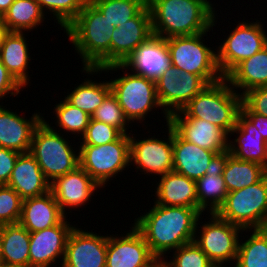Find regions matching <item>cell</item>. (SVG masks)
<instances>
[{"label": "cell", "mask_w": 267, "mask_h": 267, "mask_svg": "<svg viewBox=\"0 0 267 267\" xmlns=\"http://www.w3.org/2000/svg\"><path fill=\"white\" fill-rule=\"evenodd\" d=\"M240 112H254L267 116V86L258 87L242 95Z\"/></svg>", "instance_id": "cell-42"}, {"label": "cell", "mask_w": 267, "mask_h": 267, "mask_svg": "<svg viewBox=\"0 0 267 267\" xmlns=\"http://www.w3.org/2000/svg\"><path fill=\"white\" fill-rule=\"evenodd\" d=\"M74 87L70 93L64 98L74 107L81 109L90 116L102 104L106 96L111 92L109 81H93L84 79V82Z\"/></svg>", "instance_id": "cell-33"}, {"label": "cell", "mask_w": 267, "mask_h": 267, "mask_svg": "<svg viewBox=\"0 0 267 267\" xmlns=\"http://www.w3.org/2000/svg\"><path fill=\"white\" fill-rule=\"evenodd\" d=\"M246 231L252 233L244 242L240 240L233 267H267V228Z\"/></svg>", "instance_id": "cell-34"}, {"label": "cell", "mask_w": 267, "mask_h": 267, "mask_svg": "<svg viewBox=\"0 0 267 267\" xmlns=\"http://www.w3.org/2000/svg\"><path fill=\"white\" fill-rule=\"evenodd\" d=\"M198 210L216 213L226 200L228 190L221 174V157L216 166L196 181Z\"/></svg>", "instance_id": "cell-30"}, {"label": "cell", "mask_w": 267, "mask_h": 267, "mask_svg": "<svg viewBox=\"0 0 267 267\" xmlns=\"http://www.w3.org/2000/svg\"><path fill=\"white\" fill-rule=\"evenodd\" d=\"M108 234L101 235L81 228L70 232L62 266L58 267H106Z\"/></svg>", "instance_id": "cell-15"}, {"label": "cell", "mask_w": 267, "mask_h": 267, "mask_svg": "<svg viewBox=\"0 0 267 267\" xmlns=\"http://www.w3.org/2000/svg\"><path fill=\"white\" fill-rule=\"evenodd\" d=\"M66 216L51 191L24 199L19 223L30 233L41 231L61 223Z\"/></svg>", "instance_id": "cell-24"}, {"label": "cell", "mask_w": 267, "mask_h": 267, "mask_svg": "<svg viewBox=\"0 0 267 267\" xmlns=\"http://www.w3.org/2000/svg\"><path fill=\"white\" fill-rule=\"evenodd\" d=\"M122 69V70H121ZM125 69V72H124ZM83 70V71H82ZM121 70L123 76L115 79H110L111 92L116 96L120 107L123 110L124 116L131 123L145 120V117L150 114L154 108L161 106L156 94V82L148 79L145 76L128 72L123 64H114L106 66L102 69L82 68L81 71L85 74L94 73L102 74V71L111 73ZM127 71V72H126Z\"/></svg>", "instance_id": "cell-4"}, {"label": "cell", "mask_w": 267, "mask_h": 267, "mask_svg": "<svg viewBox=\"0 0 267 267\" xmlns=\"http://www.w3.org/2000/svg\"><path fill=\"white\" fill-rule=\"evenodd\" d=\"M156 267H164L161 262Z\"/></svg>", "instance_id": "cell-52"}, {"label": "cell", "mask_w": 267, "mask_h": 267, "mask_svg": "<svg viewBox=\"0 0 267 267\" xmlns=\"http://www.w3.org/2000/svg\"><path fill=\"white\" fill-rule=\"evenodd\" d=\"M221 174L228 192H233L260 181L267 169L255 162L239 160L227 152L221 156Z\"/></svg>", "instance_id": "cell-29"}, {"label": "cell", "mask_w": 267, "mask_h": 267, "mask_svg": "<svg viewBox=\"0 0 267 267\" xmlns=\"http://www.w3.org/2000/svg\"><path fill=\"white\" fill-rule=\"evenodd\" d=\"M8 267H36V266H32L28 264V265H15V266H8Z\"/></svg>", "instance_id": "cell-49"}, {"label": "cell", "mask_w": 267, "mask_h": 267, "mask_svg": "<svg viewBox=\"0 0 267 267\" xmlns=\"http://www.w3.org/2000/svg\"><path fill=\"white\" fill-rule=\"evenodd\" d=\"M23 199L11 187L0 185V224L18 223Z\"/></svg>", "instance_id": "cell-41"}, {"label": "cell", "mask_w": 267, "mask_h": 267, "mask_svg": "<svg viewBox=\"0 0 267 267\" xmlns=\"http://www.w3.org/2000/svg\"><path fill=\"white\" fill-rule=\"evenodd\" d=\"M44 14H53L54 20L64 30L90 0H36Z\"/></svg>", "instance_id": "cell-37"}, {"label": "cell", "mask_w": 267, "mask_h": 267, "mask_svg": "<svg viewBox=\"0 0 267 267\" xmlns=\"http://www.w3.org/2000/svg\"><path fill=\"white\" fill-rule=\"evenodd\" d=\"M201 215L196 208L154 203L148 212L135 218L132 224L142 233L151 252L162 261L168 257L167 253L194 241Z\"/></svg>", "instance_id": "cell-1"}, {"label": "cell", "mask_w": 267, "mask_h": 267, "mask_svg": "<svg viewBox=\"0 0 267 267\" xmlns=\"http://www.w3.org/2000/svg\"><path fill=\"white\" fill-rule=\"evenodd\" d=\"M53 127L43 119L34 131L29 150L49 183L80 166L79 148L74 151L61 129Z\"/></svg>", "instance_id": "cell-6"}, {"label": "cell", "mask_w": 267, "mask_h": 267, "mask_svg": "<svg viewBox=\"0 0 267 267\" xmlns=\"http://www.w3.org/2000/svg\"><path fill=\"white\" fill-rule=\"evenodd\" d=\"M152 36L151 15L146 5L135 17L114 29L111 38V65L124 64Z\"/></svg>", "instance_id": "cell-18"}, {"label": "cell", "mask_w": 267, "mask_h": 267, "mask_svg": "<svg viewBox=\"0 0 267 267\" xmlns=\"http://www.w3.org/2000/svg\"><path fill=\"white\" fill-rule=\"evenodd\" d=\"M28 44L24 32H7L0 54L2 64L23 87H27L30 81L27 69L32 58Z\"/></svg>", "instance_id": "cell-27"}, {"label": "cell", "mask_w": 267, "mask_h": 267, "mask_svg": "<svg viewBox=\"0 0 267 267\" xmlns=\"http://www.w3.org/2000/svg\"><path fill=\"white\" fill-rule=\"evenodd\" d=\"M123 65L134 74L156 81L171 65L165 39L153 35Z\"/></svg>", "instance_id": "cell-23"}, {"label": "cell", "mask_w": 267, "mask_h": 267, "mask_svg": "<svg viewBox=\"0 0 267 267\" xmlns=\"http://www.w3.org/2000/svg\"><path fill=\"white\" fill-rule=\"evenodd\" d=\"M0 267H8V266L0 262Z\"/></svg>", "instance_id": "cell-51"}, {"label": "cell", "mask_w": 267, "mask_h": 267, "mask_svg": "<svg viewBox=\"0 0 267 267\" xmlns=\"http://www.w3.org/2000/svg\"><path fill=\"white\" fill-rule=\"evenodd\" d=\"M115 27L89 1L64 29L79 54L83 68L102 69L111 65V38Z\"/></svg>", "instance_id": "cell-3"}, {"label": "cell", "mask_w": 267, "mask_h": 267, "mask_svg": "<svg viewBox=\"0 0 267 267\" xmlns=\"http://www.w3.org/2000/svg\"><path fill=\"white\" fill-rule=\"evenodd\" d=\"M241 105L242 95L237 93L224 77L208 84L179 112L185 118L209 121L229 135L236 126Z\"/></svg>", "instance_id": "cell-5"}, {"label": "cell", "mask_w": 267, "mask_h": 267, "mask_svg": "<svg viewBox=\"0 0 267 267\" xmlns=\"http://www.w3.org/2000/svg\"><path fill=\"white\" fill-rule=\"evenodd\" d=\"M45 14L36 0H15L2 16L8 32H28L43 25Z\"/></svg>", "instance_id": "cell-32"}, {"label": "cell", "mask_w": 267, "mask_h": 267, "mask_svg": "<svg viewBox=\"0 0 267 267\" xmlns=\"http://www.w3.org/2000/svg\"><path fill=\"white\" fill-rule=\"evenodd\" d=\"M154 203L198 209L196 181L175 171L159 177Z\"/></svg>", "instance_id": "cell-26"}, {"label": "cell", "mask_w": 267, "mask_h": 267, "mask_svg": "<svg viewBox=\"0 0 267 267\" xmlns=\"http://www.w3.org/2000/svg\"><path fill=\"white\" fill-rule=\"evenodd\" d=\"M30 232L19 222L3 225L2 260L7 266L28 265Z\"/></svg>", "instance_id": "cell-31"}, {"label": "cell", "mask_w": 267, "mask_h": 267, "mask_svg": "<svg viewBox=\"0 0 267 267\" xmlns=\"http://www.w3.org/2000/svg\"><path fill=\"white\" fill-rule=\"evenodd\" d=\"M90 2L115 28L135 17L147 5V0H90Z\"/></svg>", "instance_id": "cell-35"}, {"label": "cell", "mask_w": 267, "mask_h": 267, "mask_svg": "<svg viewBox=\"0 0 267 267\" xmlns=\"http://www.w3.org/2000/svg\"><path fill=\"white\" fill-rule=\"evenodd\" d=\"M15 0H0V14L3 16Z\"/></svg>", "instance_id": "cell-46"}, {"label": "cell", "mask_w": 267, "mask_h": 267, "mask_svg": "<svg viewBox=\"0 0 267 267\" xmlns=\"http://www.w3.org/2000/svg\"><path fill=\"white\" fill-rule=\"evenodd\" d=\"M147 5L153 35L164 39L213 32L217 22L210 0H147Z\"/></svg>", "instance_id": "cell-2"}, {"label": "cell", "mask_w": 267, "mask_h": 267, "mask_svg": "<svg viewBox=\"0 0 267 267\" xmlns=\"http://www.w3.org/2000/svg\"><path fill=\"white\" fill-rule=\"evenodd\" d=\"M2 237H3V225L0 224V262L2 260Z\"/></svg>", "instance_id": "cell-48"}, {"label": "cell", "mask_w": 267, "mask_h": 267, "mask_svg": "<svg viewBox=\"0 0 267 267\" xmlns=\"http://www.w3.org/2000/svg\"><path fill=\"white\" fill-rule=\"evenodd\" d=\"M8 109L0 105V147L27 153L30 150L34 131L44 119L43 114L35 112L28 120L24 115L22 117Z\"/></svg>", "instance_id": "cell-21"}, {"label": "cell", "mask_w": 267, "mask_h": 267, "mask_svg": "<svg viewBox=\"0 0 267 267\" xmlns=\"http://www.w3.org/2000/svg\"><path fill=\"white\" fill-rule=\"evenodd\" d=\"M220 156L185 141L173 130V171L197 181L216 166Z\"/></svg>", "instance_id": "cell-20"}, {"label": "cell", "mask_w": 267, "mask_h": 267, "mask_svg": "<svg viewBox=\"0 0 267 267\" xmlns=\"http://www.w3.org/2000/svg\"><path fill=\"white\" fill-rule=\"evenodd\" d=\"M168 138H155V135L146 139H136L130 131V167L135 166L138 172L159 177L173 171V128L166 123ZM167 139V141H166Z\"/></svg>", "instance_id": "cell-13"}, {"label": "cell", "mask_w": 267, "mask_h": 267, "mask_svg": "<svg viewBox=\"0 0 267 267\" xmlns=\"http://www.w3.org/2000/svg\"><path fill=\"white\" fill-rule=\"evenodd\" d=\"M97 188L102 187L81 166L50 183V191L65 215V210H74L88 204Z\"/></svg>", "instance_id": "cell-19"}, {"label": "cell", "mask_w": 267, "mask_h": 267, "mask_svg": "<svg viewBox=\"0 0 267 267\" xmlns=\"http://www.w3.org/2000/svg\"><path fill=\"white\" fill-rule=\"evenodd\" d=\"M210 215V218L208 216V220H210L202 224L201 227L198 225H200V219L203 218H201L202 215L199 217L194 242L216 267H226V263L236 262L239 237H243L239 234L247 231L221 219L216 213H210Z\"/></svg>", "instance_id": "cell-10"}, {"label": "cell", "mask_w": 267, "mask_h": 267, "mask_svg": "<svg viewBox=\"0 0 267 267\" xmlns=\"http://www.w3.org/2000/svg\"><path fill=\"white\" fill-rule=\"evenodd\" d=\"M172 256V260L164 258L161 264L164 267H216L194 241L173 250Z\"/></svg>", "instance_id": "cell-38"}, {"label": "cell", "mask_w": 267, "mask_h": 267, "mask_svg": "<svg viewBox=\"0 0 267 267\" xmlns=\"http://www.w3.org/2000/svg\"><path fill=\"white\" fill-rule=\"evenodd\" d=\"M237 93L267 86V46L252 57L240 62L226 77Z\"/></svg>", "instance_id": "cell-28"}, {"label": "cell", "mask_w": 267, "mask_h": 267, "mask_svg": "<svg viewBox=\"0 0 267 267\" xmlns=\"http://www.w3.org/2000/svg\"><path fill=\"white\" fill-rule=\"evenodd\" d=\"M123 133L112 125L91 119L85 133L78 140L80 145H103L118 140Z\"/></svg>", "instance_id": "cell-40"}, {"label": "cell", "mask_w": 267, "mask_h": 267, "mask_svg": "<svg viewBox=\"0 0 267 267\" xmlns=\"http://www.w3.org/2000/svg\"><path fill=\"white\" fill-rule=\"evenodd\" d=\"M126 235L108 236L106 267H156L160 261L134 226Z\"/></svg>", "instance_id": "cell-14"}, {"label": "cell", "mask_w": 267, "mask_h": 267, "mask_svg": "<svg viewBox=\"0 0 267 267\" xmlns=\"http://www.w3.org/2000/svg\"><path fill=\"white\" fill-rule=\"evenodd\" d=\"M206 31L195 35L166 38L171 65L183 72L200 76L207 84L221 80L217 65V51L205 45ZM204 39V40H203ZM204 42V43H203Z\"/></svg>", "instance_id": "cell-7"}, {"label": "cell", "mask_w": 267, "mask_h": 267, "mask_svg": "<svg viewBox=\"0 0 267 267\" xmlns=\"http://www.w3.org/2000/svg\"><path fill=\"white\" fill-rule=\"evenodd\" d=\"M7 32L8 31L4 27H0V54H1V50H2L3 39H4V36L6 35Z\"/></svg>", "instance_id": "cell-47"}, {"label": "cell", "mask_w": 267, "mask_h": 267, "mask_svg": "<svg viewBox=\"0 0 267 267\" xmlns=\"http://www.w3.org/2000/svg\"><path fill=\"white\" fill-rule=\"evenodd\" d=\"M257 129L267 142V116L254 112H241Z\"/></svg>", "instance_id": "cell-45"}, {"label": "cell", "mask_w": 267, "mask_h": 267, "mask_svg": "<svg viewBox=\"0 0 267 267\" xmlns=\"http://www.w3.org/2000/svg\"><path fill=\"white\" fill-rule=\"evenodd\" d=\"M78 148L80 166L102 189L125 168L129 169L130 134L103 145H80Z\"/></svg>", "instance_id": "cell-9"}, {"label": "cell", "mask_w": 267, "mask_h": 267, "mask_svg": "<svg viewBox=\"0 0 267 267\" xmlns=\"http://www.w3.org/2000/svg\"><path fill=\"white\" fill-rule=\"evenodd\" d=\"M19 154L14 150L0 147V185H7Z\"/></svg>", "instance_id": "cell-44"}, {"label": "cell", "mask_w": 267, "mask_h": 267, "mask_svg": "<svg viewBox=\"0 0 267 267\" xmlns=\"http://www.w3.org/2000/svg\"><path fill=\"white\" fill-rule=\"evenodd\" d=\"M91 119L112 125L123 134H130L129 131H127V129H129L127 127L130 123L124 116L123 110L112 92L106 96L102 104L91 116Z\"/></svg>", "instance_id": "cell-39"}, {"label": "cell", "mask_w": 267, "mask_h": 267, "mask_svg": "<svg viewBox=\"0 0 267 267\" xmlns=\"http://www.w3.org/2000/svg\"><path fill=\"white\" fill-rule=\"evenodd\" d=\"M168 123L187 142L216 152L220 157L228 151V134L209 121L185 118L178 111L169 116Z\"/></svg>", "instance_id": "cell-17"}, {"label": "cell", "mask_w": 267, "mask_h": 267, "mask_svg": "<svg viewBox=\"0 0 267 267\" xmlns=\"http://www.w3.org/2000/svg\"><path fill=\"white\" fill-rule=\"evenodd\" d=\"M7 186L13 188L23 200L50 191V183L29 152L19 154Z\"/></svg>", "instance_id": "cell-25"}, {"label": "cell", "mask_w": 267, "mask_h": 267, "mask_svg": "<svg viewBox=\"0 0 267 267\" xmlns=\"http://www.w3.org/2000/svg\"><path fill=\"white\" fill-rule=\"evenodd\" d=\"M67 217L59 224L30 233V265L36 267L62 265L68 236L74 228ZM57 261V262H56ZM54 263V264H53Z\"/></svg>", "instance_id": "cell-16"}, {"label": "cell", "mask_w": 267, "mask_h": 267, "mask_svg": "<svg viewBox=\"0 0 267 267\" xmlns=\"http://www.w3.org/2000/svg\"><path fill=\"white\" fill-rule=\"evenodd\" d=\"M235 133L238 135L235 140L228 138L227 152L239 160L255 162L267 169V142L241 112L228 137Z\"/></svg>", "instance_id": "cell-22"}, {"label": "cell", "mask_w": 267, "mask_h": 267, "mask_svg": "<svg viewBox=\"0 0 267 267\" xmlns=\"http://www.w3.org/2000/svg\"><path fill=\"white\" fill-rule=\"evenodd\" d=\"M24 88L7 70V68L0 61V100H4L5 96H17L21 94V89Z\"/></svg>", "instance_id": "cell-43"}, {"label": "cell", "mask_w": 267, "mask_h": 267, "mask_svg": "<svg viewBox=\"0 0 267 267\" xmlns=\"http://www.w3.org/2000/svg\"><path fill=\"white\" fill-rule=\"evenodd\" d=\"M239 21L228 37L216 47L219 71L226 77L240 62L248 59L267 46V31L264 24ZM264 28V29H263Z\"/></svg>", "instance_id": "cell-11"}, {"label": "cell", "mask_w": 267, "mask_h": 267, "mask_svg": "<svg viewBox=\"0 0 267 267\" xmlns=\"http://www.w3.org/2000/svg\"><path fill=\"white\" fill-rule=\"evenodd\" d=\"M216 214L242 229L267 228V174L253 185L228 192Z\"/></svg>", "instance_id": "cell-8"}, {"label": "cell", "mask_w": 267, "mask_h": 267, "mask_svg": "<svg viewBox=\"0 0 267 267\" xmlns=\"http://www.w3.org/2000/svg\"><path fill=\"white\" fill-rule=\"evenodd\" d=\"M156 94L166 123L174 112L198 95L208 84L198 75L183 72L170 65L155 81Z\"/></svg>", "instance_id": "cell-12"}, {"label": "cell", "mask_w": 267, "mask_h": 267, "mask_svg": "<svg viewBox=\"0 0 267 267\" xmlns=\"http://www.w3.org/2000/svg\"><path fill=\"white\" fill-rule=\"evenodd\" d=\"M54 114L56 115V126L62 128L67 134H78V137L85 133L89 125L91 116L81 109L71 105L65 98L54 107ZM56 112V113H55Z\"/></svg>", "instance_id": "cell-36"}, {"label": "cell", "mask_w": 267, "mask_h": 267, "mask_svg": "<svg viewBox=\"0 0 267 267\" xmlns=\"http://www.w3.org/2000/svg\"><path fill=\"white\" fill-rule=\"evenodd\" d=\"M0 27H3V24H2V15L0 14Z\"/></svg>", "instance_id": "cell-50"}]
</instances>
